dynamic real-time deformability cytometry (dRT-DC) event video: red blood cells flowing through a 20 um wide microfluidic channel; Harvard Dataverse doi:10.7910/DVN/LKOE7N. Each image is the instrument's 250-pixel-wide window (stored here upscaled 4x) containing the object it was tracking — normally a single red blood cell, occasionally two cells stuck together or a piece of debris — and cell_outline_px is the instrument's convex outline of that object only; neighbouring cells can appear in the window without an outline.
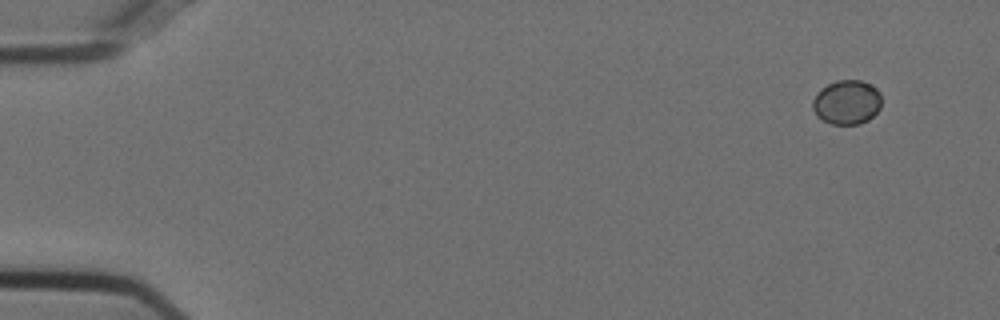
{"species": "Egyptian fruit bat (a non-hibernating species)", "species_latin": "Rousettus aegyptiacus", "temperature_condition": "cold", "stored_images_in_passage": 52, "camera_frame_rate_fps": 3000, "um_per_image_px": 0.085, "animal": {"sex": "female"}, "frame": {"image": 1, "passage_image": 1, "time_ms": 0.0, "image_size_px": [1000, 320], "cell_outline_px": [[880, 108], [868, 120], [860, 124], [832, 124], [816, 116], [812, 108], [812, 100], [816, 92], [820, 88], [836, 80], [860, 80], [876, 88], [880, 92]], "centroid_in_image_um": [71.94, 8.68], "position_along_channel_um": 13.1, "area_um2": 17.86}}
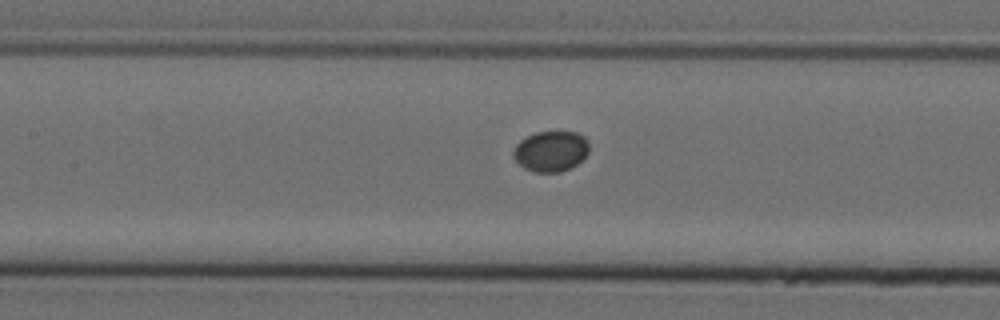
{"frame": {"image": 2, "passage_image": 23, "time_ms": 7.333, "image_size_px": [1000, 320], "cell_outline_px": [[588, 152], [576, 164], [560, 172], [532, 172], [524, 168], [512, 156], [512, 152], [516, 144], [520, 140], [536, 132], [576, 132], [584, 136], [588, 140]], "centroid_in_image_um": [46.8, 12.85], "position_along_channel_um": 160.6, "area_um2": 17.8}}
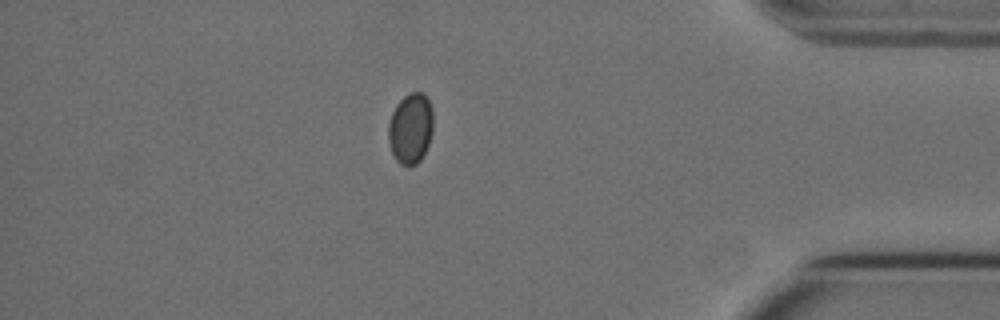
{"frame": {"image": 3, "passage_image": 45, "time_ms": 14.667, "image_size_px": [1000, 320], "cell_outline_px": [[432, 132], [428, 144], [420, 160], [416, 164], [408, 168], [400, 164], [396, 160], [392, 152], [388, 140], [388, 124], [392, 112], [396, 104], [404, 96], [412, 92], [424, 92], [432, 108]], "centroid_in_image_um": [34.88, 10.92], "position_along_channel_um": 400.3, "area_um2": 18.55}}